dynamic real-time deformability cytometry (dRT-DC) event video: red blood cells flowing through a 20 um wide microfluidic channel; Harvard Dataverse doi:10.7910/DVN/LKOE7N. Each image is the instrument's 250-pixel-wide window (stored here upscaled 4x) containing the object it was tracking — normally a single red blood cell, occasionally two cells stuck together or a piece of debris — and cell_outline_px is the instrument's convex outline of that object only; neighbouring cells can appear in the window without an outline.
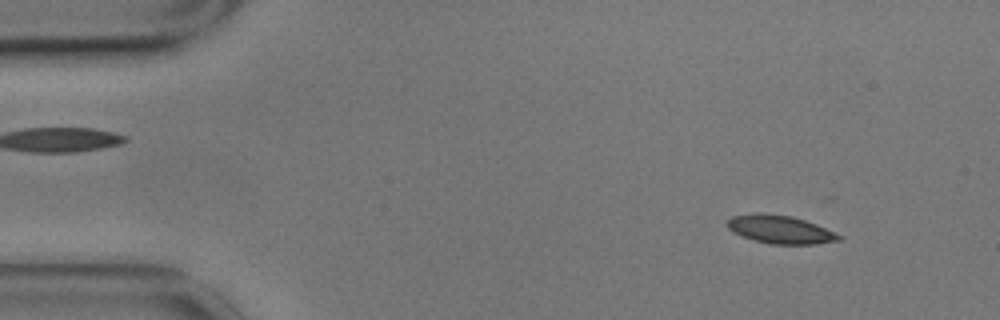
{"species": "common noctule bat (a hibernating species)", "species_latin": "Nyctalus noctula", "temperature_condition": "cold", "stored_images_in_passage": 56, "camera_frame_rate_fps": 3000, "um_per_image_px": 0.085, "animal": {"sex": "male", "body_mass_g": 17.9}, "frame": {"image": 1, "passage_image": 5, "time_ms": 1.333, "image_size_px": [1000, 320], "cell_outline_px": [[844, 236], [840, 240], [816, 244], [772, 244], [756, 240], [732, 232], [724, 224], [724, 220], [732, 216], [756, 212], [760, 212], [792, 216], [816, 224]], "centroid_in_image_um": [66.28, 19.48], "position_along_channel_um": 18.7, "area_um2": 18.5}}
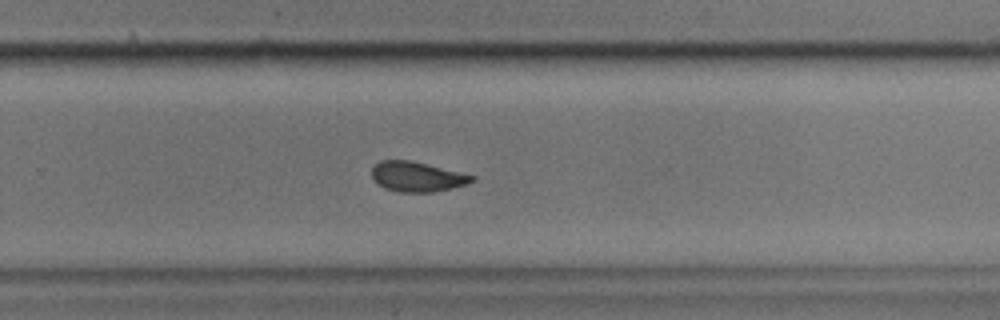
{"frame": {"image": 2, "passage_image": 36, "time_ms": 11.667, "image_size_px": [1000, 320], "cell_outline_px": [[476, 180], [468, 184], [452, 188], [432, 192], [400, 192], [384, 188], [376, 184], [372, 180], [372, 168], [380, 160], [408, 160], [476, 176]], "centroid_in_image_um": [35.43, 15.03], "position_along_channel_um": 294.4, "area_um2": 17.46}}
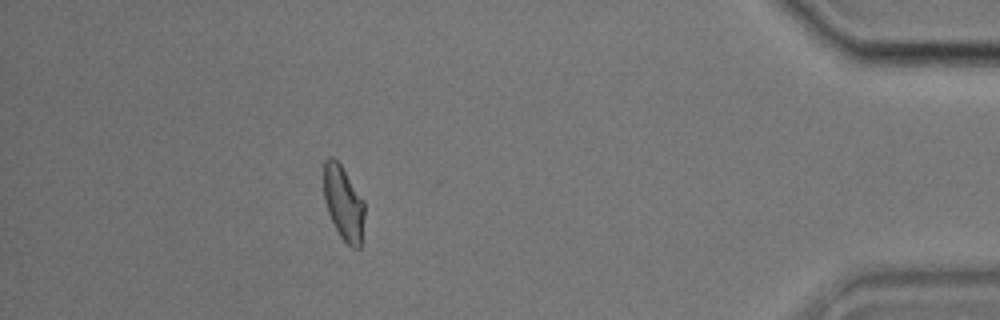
{"frame": {"image": 3, "passage_image": 50, "time_ms": 16.333, "image_size_px": [1000, 320], "cell_outline_px": [[364, 216], [360, 248], [352, 248], [340, 236], [328, 212], [324, 200], [324, 160], [328, 156], [332, 156], [340, 164], [364, 200]], "centroid_in_image_um": [29.19, 17.24], "position_along_channel_um": 406.0, "area_um2": 17.51}, "authors_computed_cell_mechanics": {"area_um2": 18.2648, "velocity_mm_per_s": 3.4789, "shape_relaxation_time_tau1_ms": 7.2505, "shape_relaxation_time_tau2_ms": 3.0542, "deformation_change_tau1": 0.1383, "deformation_change_tau2": 0.0872}}